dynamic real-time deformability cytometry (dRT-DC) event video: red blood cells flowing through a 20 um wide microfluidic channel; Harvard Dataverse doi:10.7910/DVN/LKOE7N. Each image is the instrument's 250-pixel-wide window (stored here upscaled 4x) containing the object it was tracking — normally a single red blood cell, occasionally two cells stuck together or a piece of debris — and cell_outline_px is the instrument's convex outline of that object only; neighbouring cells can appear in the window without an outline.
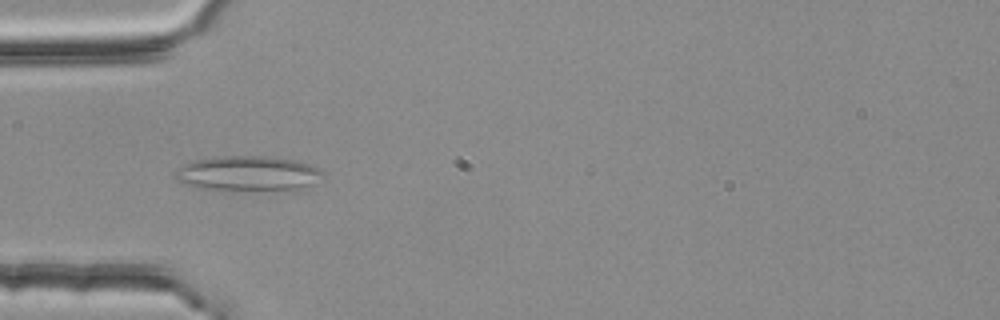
{"species": "common noctule bat (a hibernating species)", "species_latin": "Nyctalus noctula", "temperature_condition": "room temperature", "stored_images_in_passage": 4, "camera_frame_rate_fps": 3000, "um_per_image_px": 0.085, "animal": {"sex": "female", "body_mass_g": 25.1}, "frame": {"image": 1, "passage_image": 4, "time_ms": 1.0, "image_size_px": [1000, 320], "cell_outline_px": [[324, 172], [308, 184], [296, 192], [200, 188], [176, 180], [176, 172], [184, 164], [196, 160], [216, 156], [264, 156], [296, 160], [308, 164]], "centroid_in_image_um": [21.09, 14.76], "position_along_channel_um": 63.9, "area_um2": 29.88}}